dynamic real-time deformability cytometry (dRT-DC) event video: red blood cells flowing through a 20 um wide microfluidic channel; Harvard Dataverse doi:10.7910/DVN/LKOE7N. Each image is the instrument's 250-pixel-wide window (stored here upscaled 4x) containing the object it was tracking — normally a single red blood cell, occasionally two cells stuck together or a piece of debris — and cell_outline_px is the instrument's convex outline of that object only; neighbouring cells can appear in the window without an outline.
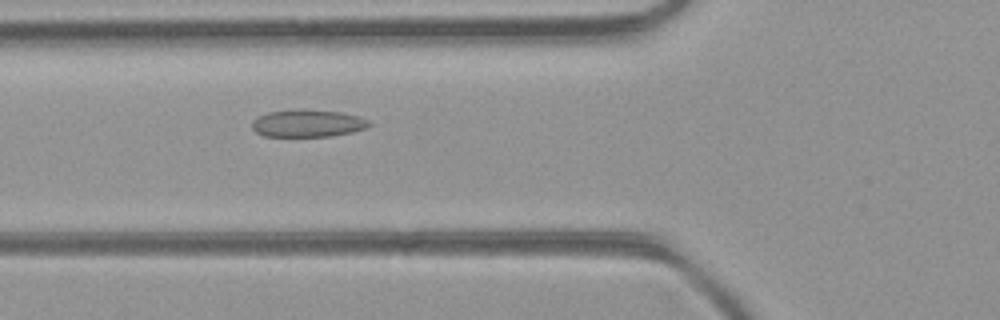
{"species": "common noctule bat (a hibernating species)", "species_latin": "Nyctalus noctula", "temperature_condition": "room temperature", "stored_images_in_passage": 37, "camera_frame_rate_fps": 3000, "um_per_image_px": 0.085, "animal": {"sex": "female", "body_mass_g": 21.9}, "frame": {"image": 1, "passage_image": 8, "time_ms": 2.333, "image_size_px": [1000, 320], "cell_outline_px": [[372, 124], [368, 128], [352, 132], [328, 136], [264, 136], [256, 132], [252, 128], [252, 120], [268, 112], [304, 108], [340, 112], [360, 116], [368, 120]], "centroid_in_image_um": [26.18, 10.47], "position_along_channel_um": 99.6, "area_um2": 18.84}}
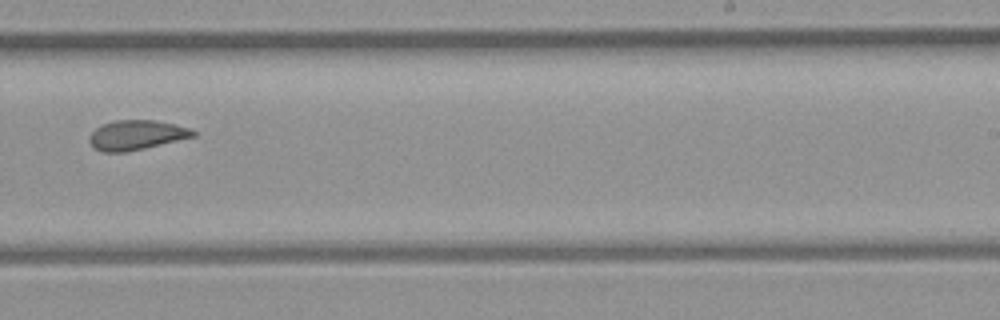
{"frame": {"image": 2, "passage_image": 20, "time_ms": 6.333, "image_size_px": [1000, 320], "cell_outline_px": [[196, 136], [144, 148], [124, 152], [104, 152], [96, 148], [88, 140], [88, 136], [100, 124], [116, 120], [156, 120], [192, 128], [196, 132]], "centroid_in_image_um": [11.6, 11.46], "position_along_channel_um": 277.4, "area_um2": 17.92}}
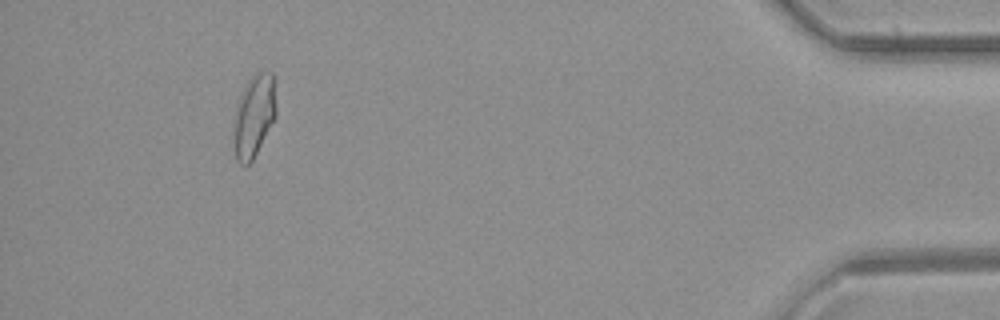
{"frame": {"image": 3, "passage_image": 34, "time_ms": 11.0, "image_size_px": [1000, 320], "cell_outline_px": [[276, 116], [252, 160], [244, 168], [236, 160], [232, 144], [232, 120], [240, 96], [248, 80], [256, 72], [272, 72], [276, 108]], "centroid_in_image_um": [21.53, 9.91], "position_along_channel_um": 413.7, "area_um2": 20.63}, "authors_computed_cell_mechanics": {"area_um2": 18.496, "velocity_mm_per_s": 4.4292, "shape_relaxation_time_tau1_ms": null, "shape_relaxation_time_tau2_ms": 2.4495, "deformation_change_tau1": null, "deformation_change_tau2": 0.0727}}